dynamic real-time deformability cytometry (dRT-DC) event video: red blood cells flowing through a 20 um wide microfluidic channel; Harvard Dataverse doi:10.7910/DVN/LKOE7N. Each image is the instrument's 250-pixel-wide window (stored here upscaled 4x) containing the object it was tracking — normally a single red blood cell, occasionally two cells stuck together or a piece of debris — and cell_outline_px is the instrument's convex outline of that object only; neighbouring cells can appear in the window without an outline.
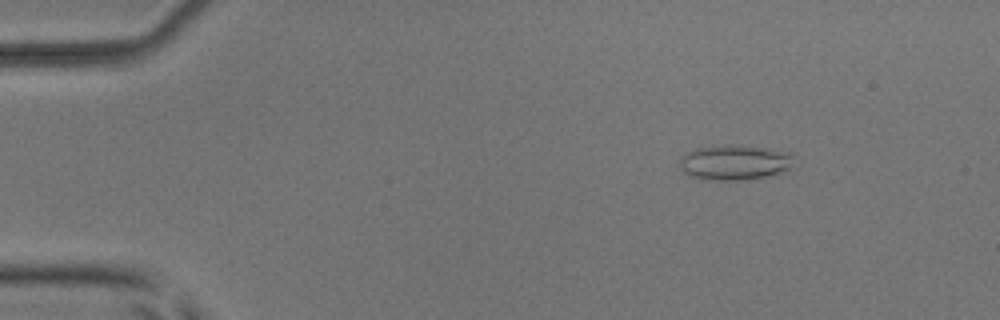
{"species": "common noctule bat (a hibernating species)", "species_latin": "Nyctalus noctula", "temperature_condition": "room temperature", "stored_images_in_passage": 5, "camera_frame_rate_fps": 3000, "um_per_image_px": 0.085, "animal": {"sex": "male", "body_mass_g": 17.9, "forearm_length_mm": 54.2}, "frame": {"image": 1, "passage_image": 3, "time_ms": 2.333, "image_size_px": [1000, 320], "cell_outline_px": [[792, 168], [784, 172], [764, 176], [740, 180], [708, 180], [692, 176], [684, 172], [680, 168], [680, 156], [696, 148], [728, 144], [732, 144], [772, 148], [792, 152]], "centroid_in_image_um": [62.47, 13.78], "position_along_channel_um": 22.5, "area_um2": 23.64}}